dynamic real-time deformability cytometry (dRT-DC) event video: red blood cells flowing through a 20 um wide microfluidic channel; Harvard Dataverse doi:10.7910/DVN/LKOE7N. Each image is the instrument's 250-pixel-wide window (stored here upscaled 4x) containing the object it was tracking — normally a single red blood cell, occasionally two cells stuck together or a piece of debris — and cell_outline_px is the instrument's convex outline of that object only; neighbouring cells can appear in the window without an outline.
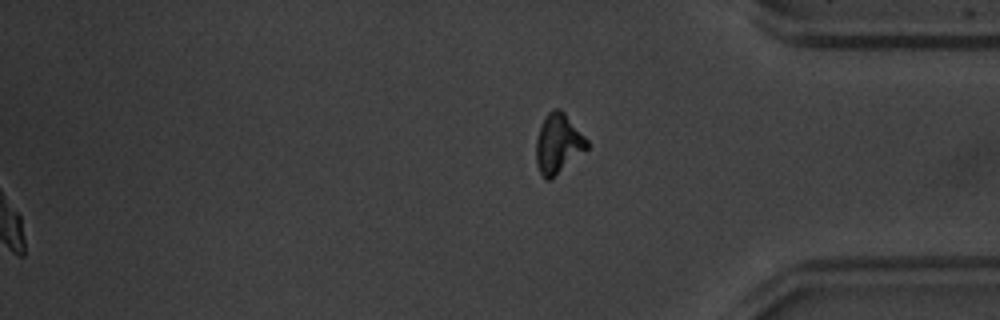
{"species": "common noctule bat (a hibernating species)", "species_latin": "Nyctalus noctula", "temperature_condition": "warm", "stored_images_in_passage": 53, "segment_of_instrument_passage": [2, 2], "camera_frame_rate_fps": 3000, "um_per_image_px": 0.085, "animal": {"sex": "male", "body_mass_g": 20.1, "forearm_length_mm": 53.5}, "frame": {"image": 1, "passage_image": 53, "time_ms": 17.333, "image_size_px": [1000, 320], "cell_outline_px": [[588, 148], [552, 180], [544, 180], [536, 164], [536, 140], [540, 128], [548, 112], [552, 108], [560, 108], [564, 112], [588, 140]], "centroid_in_image_um": [47.44, 12.24], "position_along_channel_um": 387.8, "area_um2": 17.74}}